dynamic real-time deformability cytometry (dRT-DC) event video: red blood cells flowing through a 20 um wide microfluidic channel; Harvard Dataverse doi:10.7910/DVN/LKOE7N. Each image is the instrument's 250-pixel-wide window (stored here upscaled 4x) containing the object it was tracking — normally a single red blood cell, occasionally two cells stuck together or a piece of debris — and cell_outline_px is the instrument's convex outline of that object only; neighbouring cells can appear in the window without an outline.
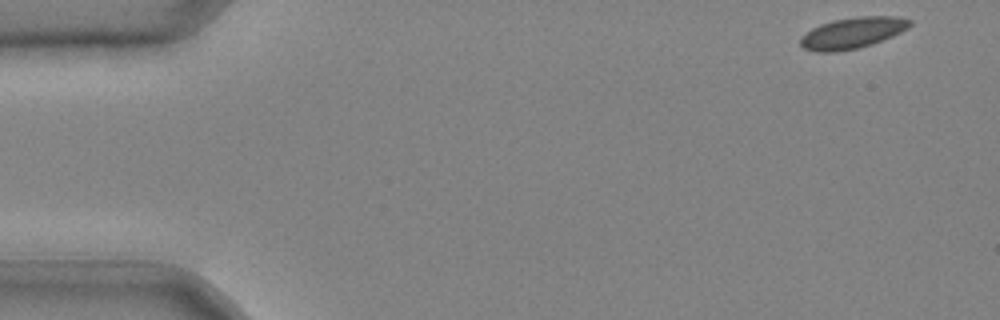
{"species": "common noctule bat (a hibernating species)", "species_latin": "Nyctalus noctula", "temperature_condition": "cold", "stored_images_in_passage": 11, "camera_frame_rate_fps": 3000, "um_per_image_px": 0.085, "animal": {"sex": "male", "body_mass_g": 20.4}, "frame": {"image": 1, "passage_image": 1, "time_ms": 0.0, "image_size_px": [1000, 320], "cell_outline_px": [[912, 24], [908, 28], [892, 36], [872, 44], [856, 48], [836, 52], [816, 52], [804, 48], [800, 44], [800, 36], [812, 28], [820, 24], [832, 20], [856, 16], [900, 16], [912, 20]], "centroid_in_image_um": [72.46, 2.78], "position_along_channel_um": 12.5, "area_um2": 20.0}}